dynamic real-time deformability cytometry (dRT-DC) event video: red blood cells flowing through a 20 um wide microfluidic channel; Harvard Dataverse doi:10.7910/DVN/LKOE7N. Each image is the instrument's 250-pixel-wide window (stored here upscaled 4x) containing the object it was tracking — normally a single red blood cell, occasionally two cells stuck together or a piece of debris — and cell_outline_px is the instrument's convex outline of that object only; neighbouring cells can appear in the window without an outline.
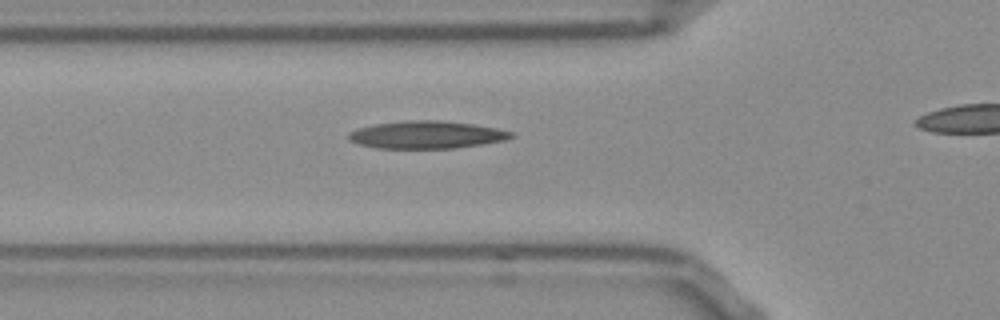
{"species": "Egyptian fruit bat (a non-hibernating species)", "species_latin": "Rousettus aegyptiacus", "temperature_condition": "room temperature", "stored_images_in_passage": 30, "camera_frame_rate_fps": 3000, "um_per_image_px": 0.085, "frame": {"image": 1, "passage_image": 5, "time_ms": 1.333, "image_size_px": [1000, 320], "cell_outline_px": [[516, 136], [504, 140], [456, 148], [376, 148], [360, 144], [348, 140], [348, 132], [360, 128], [376, 124], [408, 120], [440, 120], [472, 124], [496, 128], [516, 132]], "centroid_in_image_um": [36.29, 11.45], "position_along_channel_um": 89.5, "area_um2": 26.01}}
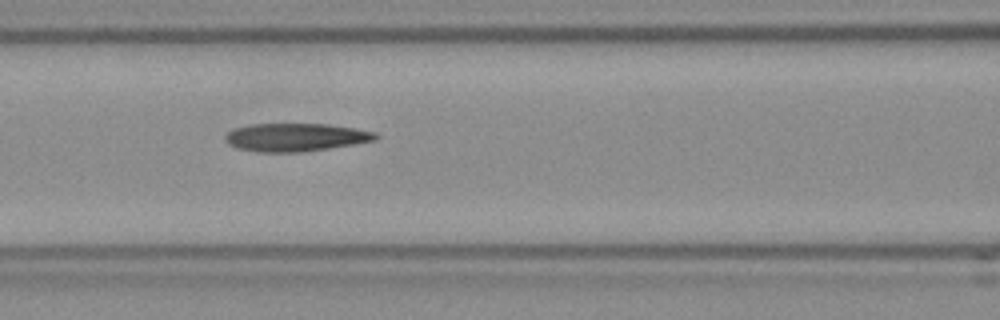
{"frame": {"image": 2, "passage_image": 9, "time_ms": 2.667, "image_size_px": [1000, 320], "cell_outline_px": [[380, 136], [376, 140], [328, 148], [300, 152], [256, 152], [236, 148], [228, 144], [224, 140], [224, 136], [228, 132], [236, 128], [252, 124], [324, 124], [352, 128], [376, 132]], "centroid_in_image_um": [25.09, 11.67], "position_along_channel_um": 141.5, "area_um2": 24.45}}